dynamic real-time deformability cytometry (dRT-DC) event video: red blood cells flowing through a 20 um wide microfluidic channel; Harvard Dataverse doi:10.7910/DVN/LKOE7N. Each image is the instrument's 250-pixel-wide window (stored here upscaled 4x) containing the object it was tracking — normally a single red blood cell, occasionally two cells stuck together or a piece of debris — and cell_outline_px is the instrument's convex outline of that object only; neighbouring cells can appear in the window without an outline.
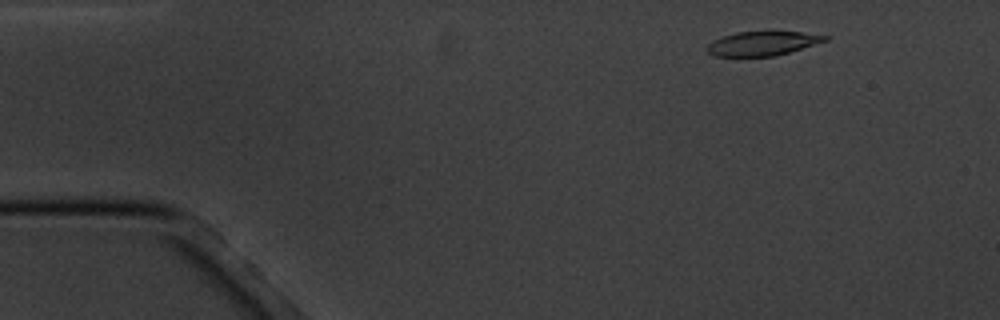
{"species": "common noctule bat (a hibernating species)", "species_latin": "Nyctalus noctula", "temperature_condition": "cold", "stored_images_in_passage": 5, "camera_frame_rate_fps": 3000, "um_per_image_px": 0.085, "animal": {"sex": "male", "body_mass_g": 20.1, "forearm_length_mm": 53.5}, "frame": {"image": 1, "passage_image": 2, "time_ms": 1.333, "image_size_px": [1000, 320], "cell_outline_px": [[832, 36], [828, 40], [788, 52], [772, 56], [716, 56], [708, 52], [704, 48], [712, 40], [736, 32], [800, 32]], "centroid_in_image_um": [64.79, 3.69], "position_along_channel_um": 20.2, "area_um2": 16.42}}
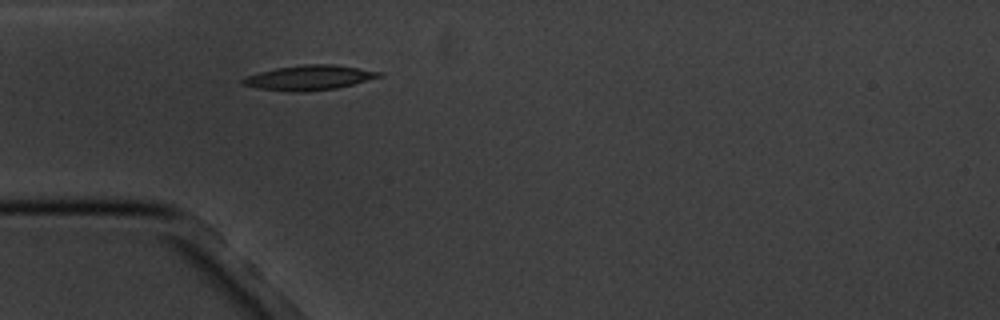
{"frame": {"image": 2, "passage_image": 5, "time_ms": 4.667, "image_size_px": [1000, 320], "cell_outline_px": [[384, 76], [336, 88], [308, 92], [292, 92], [260, 88], [240, 84], [240, 80], [244, 76], [276, 68], [304, 64], [336, 64], [384, 72]], "centroid_in_image_um": [26.29, 6.6], "position_along_channel_um": 58.7, "area_um2": 19.88}}